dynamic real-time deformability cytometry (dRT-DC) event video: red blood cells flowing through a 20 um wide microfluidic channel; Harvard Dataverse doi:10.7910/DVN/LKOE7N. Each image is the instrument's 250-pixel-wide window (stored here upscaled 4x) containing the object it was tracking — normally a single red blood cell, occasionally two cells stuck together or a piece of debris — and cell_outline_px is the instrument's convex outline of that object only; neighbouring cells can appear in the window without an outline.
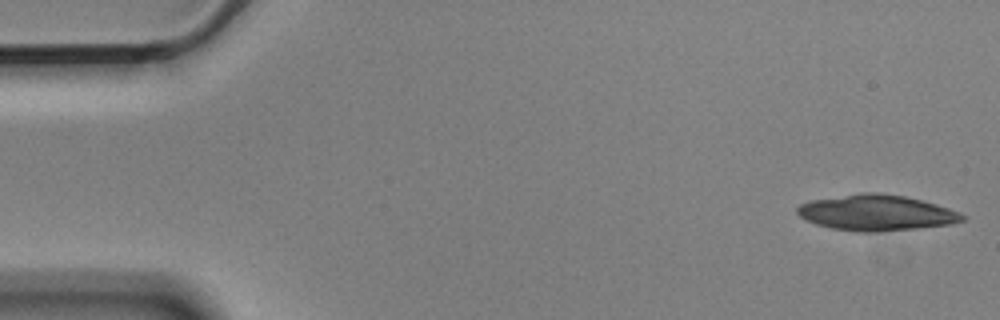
{"species": "Egyptian fruit bat (a non-hibernating species)", "species_latin": "Rousettus aegyptiacus", "temperature_condition": "cold", "stored_images_in_passage": 24, "camera_frame_rate_fps": 3000, "um_per_image_px": 0.085, "animal": {"sex": "male"}, "frame": {"image": 1, "passage_image": 1, "time_ms": 0.0, "image_size_px": [1000, 320], "cell_outline_px": [[964, 220], [952, 224], [880, 232], [856, 232], [832, 228], [816, 224], [800, 216], [796, 212], [796, 208], [800, 204], [812, 200], [860, 192], [876, 192], [904, 196], [936, 204], [960, 212], [964, 216]], "centroid_in_image_um": [74.48, 18.08], "position_along_channel_um": 10.5, "area_um2": 34.33}}
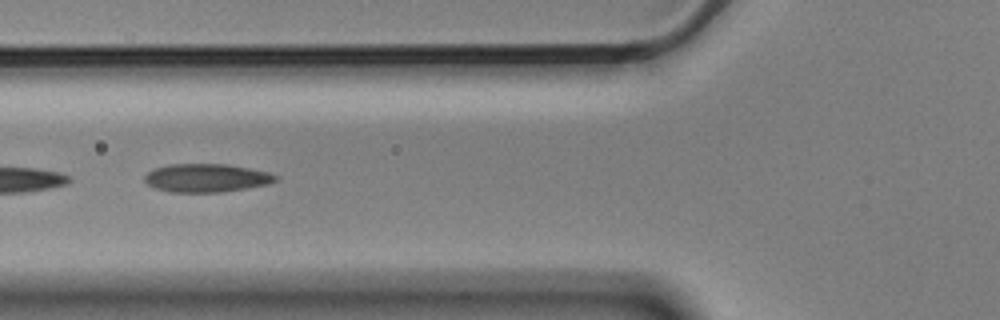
{"frame": {"image": 2, "passage_image": 20, "time_ms": 6.333, "image_size_px": [1000, 320], "cell_outline_px": [[280, 180], [268, 184], [224, 192], [168, 192], [156, 188], [148, 184], [144, 180], [144, 176], [148, 172], [156, 168], [168, 164], [228, 164], [268, 172], [280, 176]], "centroid_in_image_um": [17.58, 15.12], "position_along_channel_um": 108.2, "area_um2": 21.73}}